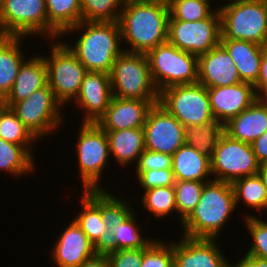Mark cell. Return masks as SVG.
<instances>
[{
	"label": "cell",
	"instance_id": "obj_47",
	"mask_svg": "<svg viewBox=\"0 0 267 267\" xmlns=\"http://www.w3.org/2000/svg\"><path fill=\"white\" fill-rule=\"evenodd\" d=\"M78 267H111L108 257L99 252L94 258L84 262Z\"/></svg>",
	"mask_w": 267,
	"mask_h": 267
},
{
	"label": "cell",
	"instance_id": "obj_6",
	"mask_svg": "<svg viewBox=\"0 0 267 267\" xmlns=\"http://www.w3.org/2000/svg\"><path fill=\"white\" fill-rule=\"evenodd\" d=\"M146 55L159 93L168 87L198 82V56L182 51L168 41Z\"/></svg>",
	"mask_w": 267,
	"mask_h": 267
},
{
	"label": "cell",
	"instance_id": "obj_46",
	"mask_svg": "<svg viewBox=\"0 0 267 267\" xmlns=\"http://www.w3.org/2000/svg\"><path fill=\"white\" fill-rule=\"evenodd\" d=\"M243 256L236 264L229 262V267H267V259L246 254Z\"/></svg>",
	"mask_w": 267,
	"mask_h": 267
},
{
	"label": "cell",
	"instance_id": "obj_43",
	"mask_svg": "<svg viewBox=\"0 0 267 267\" xmlns=\"http://www.w3.org/2000/svg\"><path fill=\"white\" fill-rule=\"evenodd\" d=\"M100 252L108 257L111 267H141L144 248Z\"/></svg>",
	"mask_w": 267,
	"mask_h": 267
},
{
	"label": "cell",
	"instance_id": "obj_52",
	"mask_svg": "<svg viewBox=\"0 0 267 267\" xmlns=\"http://www.w3.org/2000/svg\"><path fill=\"white\" fill-rule=\"evenodd\" d=\"M3 4H4V0H0V12L2 10Z\"/></svg>",
	"mask_w": 267,
	"mask_h": 267
},
{
	"label": "cell",
	"instance_id": "obj_34",
	"mask_svg": "<svg viewBox=\"0 0 267 267\" xmlns=\"http://www.w3.org/2000/svg\"><path fill=\"white\" fill-rule=\"evenodd\" d=\"M0 138L7 142L22 145L33 156L31 144L36 143L37 139L11 108H8L0 118Z\"/></svg>",
	"mask_w": 267,
	"mask_h": 267
},
{
	"label": "cell",
	"instance_id": "obj_17",
	"mask_svg": "<svg viewBox=\"0 0 267 267\" xmlns=\"http://www.w3.org/2000/svg\"><path fill=\"white\" fill-rule=\"evenodd\" d=\"M54 244L51 254L56 267H78L100 252L74 220Z\"/></svg>",
	"mask_w": 267,
	"mask_h": 267
},
{
	"label": "cell",
	"instance_id": "obj_42",
	"mask_svg": "<svg viewBox=\"0 0 267 267\" xmlns=\"http://www.w3.org/2000/svg\"><path fill=\"white\" fill-rule=\"evenodd\" d=\"M137 180L142 186L143 190L152 189L156 187L174 186L175 178L172 169H160L142 171Z\"/></svg>",
	"mask_w": 267,
	"mask_h": 267
},
{
	"label": "cell",
	"instance_id": "obj_36",
	"mask_svg": "<svg viewBox=\"0 0 267 267\" xmlns=\"http://www.w3.org/2000/svg\"><path fill=\"white\" fill-rule=\"evenodd\" d=\"M205 183L207 182L175 181V200L181 224L198 205Z\"/></svg>",
	"mask_w": 267,
	"mask_h": 267
},
{
	"label": "cell",
	"instance_id": "obj_40",
	"mask_svg": "<svg viewBox=\"0 0 267 267\" xmlns=\"http://www.w3.org/2000/svg\"><path fill=\"white\" fill-rule=\"evenodd\" d=\"M141 267H174L173 243L154 239L144 248Z\"/></svg>",
	"mask_w": 267,
	"mask_h": 267
},
{
	"label": "cell",
	"instance_id": "obj_9",
	"mask_svg": "<svg viewBox=\"0 0 267 267\" xmlns=\"http://www.w3.org/2000/svg\"><path fill=\"white\" fill-rule=\"evenodd\" d=\"M76 140L79 175L84 190H99L110 152L106 132L97 123H83Z\"/></svg>",
	"mask_w": 267,
	"mask_h": 267
},
{
	"label": "cell",
	"instance_id": "obj_5",
	"mask_svg": "<svg viewBox=\"0 0 267 267\" xmlns=\"http://www.w3.org/2000/svg\"><path fill=\"white\" fill-rule=\"evenodd\" d=\"M110 82L114 97L159 102L146 54L123 51L113 63Z\"/></svg>",
	"mask_w": 267,
	"mask_h": 267
},
{
	"label": "cell",
	"instance_id": "obj_10",
	"mask_svg": "<svg viewBox=\"0 0 267 267\" xmlns=\"http://www.w3.org/2000/svg\"><path fill=\"white\" fill-rule=\"evenodd\" d=\"M0 24L7 36H50L52 41L61 35L48 23L45 0H4Z\"/></svg>",
	"mask_w": 267,
	"mask_h": 267
},
{
	"label": "cell",
	"instance_id": "obj_35",
	"mask_svg": "<svg viewBox=\"0 0 267 267\" xmlns=\"http://www.w3.org/2000/svg\"><path fill=\"white\" fill-rule=\"evenodd\" d=\"M143 207L157 218H164L177 212L174 186L156 187L144 190Z\"/></svg>",
	"mask_w": 267,
	"mask_h": 267
},
{
	"label": "cell",
	"instance_id": "obj_48",
	"mask_svg": "<svg viewBox=\"0 0 267 267\" xmlns=\"http://www.w3.org/2000/svg\"><path fill=\"white\" fill-rule=\"evenodd\" d=\"M257 174L259 175L263 182V185L267 189V162L260 164Z\"/></svg>",
	"mask_w": 267,
	"mask_h": 267
},
{
	"label": "cell",
	"instance_id": "obj_32",
	"mask_svg": "<svg viewBox=\"0 0 267 267\" xmlns=\"http://www.w3.org/2000/svg\"><path fill=\"white\" fill-rule=\"evenodd\" d=\"M232 186L236 208L243 200L252 209L267 211V189L258 174L237 179Z\"/></svg>",
	"mask_w": 267,
	"mask_h": 267
},
{
	"label": "cell",
	"instance_id": "obj_13",
	"mask_svg": "<svg viewBox=\"0 0 267 267\" xmlns=\"http://www.w3.org/2000/svg\"><path fill=\"white\" fill-rule=\"evenodd\" d=\"M221 15L218 8L199 21L169 20L167 41L182 51L196 56L220 44Z\"/></svg>",
	"mask_w": 267,
	"mask_h": 267
},
{
	"label": "cell",
	"instance_id": "obj_41",
	"mask_svg": "<svg viewBox=\"0 0 267 267\" xmlns=\"http://www.w3.org/2000/svg\"><path fill=\"white\" fill-rule=\"evenodd\" d=\"M135 165L136 176L142 171L171 169L172 155L145 149Z\"/></svg>",
	"mask_w": 267,
	"mask_h": 267
},
{
	"label": "cell",
	"instance_id": "obj_7",
	"mask_svg": "<svg viewBox=\"0 0 267 267\" xmlns=\"http://www.w3.org/2000/svg\"><path fill=\"white\" fill-rule=\"evenodd\" d=\"M159 104L185 128L215 120L207 87L199 82L168 87L159 93Z\"/></svg>",
	"mask_w": 267,
	"mask_h": 267
},
{
	"label": "cell",
	"instance_id": "obj_2",
	"mask_svg": "<svg viewBox=\"0 0 267 267\" xmlns=\"http://www.w3.org/2000/svg\"><path fill=\"white\" fill-rule=\"evenodd\" d=\"M72 31L74 33L82 31L83 33L78 34L79 38L75 40L74 45L65 44L87 71L110 74L115 59L125 50L124 47H121L122 37L119 22L81 21L66 30L61 36L71 34Z\"/></svg>",
	"mask_w": 267,
	"mask_h": 267
},
{
	"label": "cell",
	"instance_id": "obj_33",
	"mask_svg": "<svg viewBox=\"0 0 267 267\" xmlns=\"http://www.w3.org/2000/svg\"><path fill=\"white\" fill-rule=\"evenodd\" d=\"M82 21L118 22L127 0H80Z\"/></svg>",
	"mask_w": 267,
	"mask_h": 267
},
{
	"label": "cell",
	"instance_id": "obj_22",
	"mask_svg": "<svg viewBox=\"0 0 267 267\" xmlns=\"http://www.w3.org/2000/svg\"><path fill=\"white\" fill-rule=\"evenodd\" d=\"M81 197L82 210L73 220L100 251L109 238V230L102 223V189L85 190Z\"/></svg>",
	"mask_w": 267,
	"mask_h": 267
},
{
	"label": "cell",
	"instance_id": "obj_51",
	"mask_svg": "<svg viewBox=\"0 0 267 267\" xmlns=\"http://www.w3.org/2000/svg\"><path fill=\"white\" fill-rule=\"evenodd\" d=\"M138 1H148V2H160L169 5L170 0H138Z\"/></svg>",
	"mask_w": 267,
	"mask_h": 267
},
{
	"label": "cell",
	"instance_id": "obj_23",
	"mask_svg": "<svg viewBox=\"0 0 267 267\" xmlns=\"http://www.w3.org/2000/svg\"><path fill=\"white\" fill-rule=\"evenodd\" d=\"M48 84L47 65L43 56L34 55L21 65L15 82L5 97L9 108L16 102L25 100L34 91Z\"/></svg>",
	"mask_w": 267,
	"mask_h": 267
},
{
	"label": "cell",
	"instance_id": "obj_38",
	"mask_svg": "<svg viewBox=\"0 0 267 267\" xmlns=\"http://www.w3.org/2000/svg\"><path fill=\"white\" fill-rule=\"evenodd\" d=\"M126 201L102 189V223L108 230L118 223H123L133 213V208Z\"/></svg>",
	"mask_w": 267,
	"mask_h": 267
},
{
	"label": "cell",
	"instance_id": "obj_29",
	"mask_svg": "<svg viewBox=\"0 0 267 267\" xmlns=\"http://www.w3.org/2000/svg\"><path fill=\"white\" fill-rule=\"evenodd\" d=\"M48 23L62 35L82 21L80 0H45Z\"/></svg>",
	"mask_w": 267,
	"mask_h": 267
},
{
	"label": "cell",
	"instance_id": "obj_53",
	"mask_svg": "<svg viewBox=\"0 0 267 267\" xmlns=\"http://www.w3.org/2000/svg\"><path fill=\"white\" fill-rule=\"evenodd\" d=\"M265 8H266V14H267V0H263Z\"/></svg>",
	"mask_w": 267,
	"mask_h": 267
},
{
	"label": "cell",
	"instance_id": "obj_8",
	"mask_svg": "<svg viewBox=\"0 0 267 267\" xmlns=\"http://www.w3.org/2000/svg\"><path fill=\"white\" fill-rule=\"evenodd\" d=\"M50 57H44L47 65L48 85L62 104L70 103L79 94L82 81L88 72L85 66L64 42L54 40Z\"/></svg>",
	"mask_w": 267,
	"mask_h": 267
},
{
	"label": "cell",
	"instance_id": "obj_26",
	"mask_svg": "<svg viewBox=\"0 0 267 267\" xmlns=\"http://www.w3.org/2000/svg\"><path fill=\"white\" fill-rule=\"evenodd\" d=\"M105 132L110 155H113L120 166H128L132 162H137L138 157L145 150L143 127Z\"/></svg>",
	"mask_w": 267,
	"mask_h": 267
},
{
	"label": "cell",
	"instance_id": "obj_30",
	"mask_svg": "<svg viewBox=\"0 0 267 267\" xmlns=\"http://www.w3.org/2000/svg\"><path fill=\"white\" fill-rule=\"evenodd\" d=\"M32 156L22 145L7 142L0 138V171L9 172L14 177L33 172L35 162Z\"/></svg>",
	"mask_w": 267,
	"mask_h": 267
},
{
	"label": "cell",
	"instance_id": "obj_25",
	"mask_svg": "<svg viewBox=\"0 0 267 267\" xmlns=\"http://www.w3.org/2000/svg\"><path fill=\"white\" fill-rule=\"evenodd\" d=\"M237 67L241 82L255 85L260 74V63L266 46L245 40H220Z\"/></svg>",
	"mask_w": 267,
	"mask_h": 267
},
{
	"label": "cell",
	"instance_id": "obj_16",
	"mask_svg": "<svg viewBox=\"0 0 267 267\" xmlns=\"http://www.w3.org/2000/svg\"><path fill=\"white\" fill-rule=\"evenodd\" d=\"M112 97L110 74L88 71L74 100L84 110L83 123H97L105 114Z\"/></svg>",
	"mask_w": 267,
	"mask_h": 267
},
{
	"label": "cell",
	"instance_id": "obj_44",
	"mask_svg": "<svg viewBox=\"0 0 267 267\" xmlns=\"http://www.w3.org/2000/svg\"><path fill=\"white\" fill-rule=\"evenodd\" d=\"M254 88L257 99L267 100V47L262 53L260 74L257 83L254 85Z\"/></svg>",
	"mask_w": 267,
	"mask_h": 267
},
{
	"label": "cell",
	"instance_id": "obj_31",
	"mask_svg": "<svg viewBox=\"0 0 267 267\" xmlns=\"http://www.w3.org/2000/svg\"><path fill=\"white\" fill-rule=\"evenodd\" d=\"M223 134L224 124L215 119L203 125L186 127L185 143L211 157Z\"/></svg>",
	"mask_w": 267,
	"mask_h": 267
},
{
	"label": "cell",
	"instance_id": "obj_39",
	"mask_svg": "<svg viewBox=\"0 0 267 267\" xmlns=\"http://www.w3.org/2000/svg\"><path fill=\"white\" fill-rule=\"evenodd\" d=\"M244 216L245 225L253 239L246 255L267 259V221H263L252 213Z\"/></svg>",
	"mask_w": 267,
	"mask_h": 267
},
{
	"label": "cell",
	"instance_id": "obj_11",
	"mask_svg": "<svg viewBox=\"0 0 267 267\" xmlns=\"http://www.w3.org/2000/svg\"><path fill=\"white\" fill-rule=\"evenodd\" d=\"M61 106L47 84L34 91L25 100L14 103L10 108L38 140L61 127L64 117L62 112H59Z\"/></svg>",
	"mask_w": 267,
	"mask_h": 267
},
{
	"label": "cell",
	"instance_id": "obj_4",
	"mask_svg": "<svg viewBox=\"0 0 267 267\" xmlns=\"http://www.w3.org/2000/svg\"><path fill=\"white\" fill-rule=\"evenodd\" d=\"M218 7L220 40H245L267 47V14L263 0H232Z\"/></svg>",
	"mask_w": 267,
	"mask_h": 267
},
{
	"label": "cell",
	"instance_id": "obj_12",
	"mask_svg": "<svg viewBox=\"0 0 267 267\" xmlns=\"http://www.w3.org/2000/svg\"><path fill=\"white\" fill-rule=\"evenodd\" d=\"M210 162L213 180L229 183L256 175L260 167L251 144L232 139L225 133L220 137Z\"/></svg>",
	"mask_w": 267,
	"mask_h": 267
},
{
	"label": "cell",
	"instance_id": "obj_3",
	"mask_svg": "<svg viewBox=\"0 0 267 267\" xmlns=\"http://www.w3.org/2000/svg\"><path fill=\"white\" fill-rule=\"evenodd\" d=\"M235 209L232 183L217 180L205 183L198 205L181 224L183 236L217 239Z\"/></svg>",
	"mask_w": 267,
	"mask_h": 267
},
{
	"label": "cell",
	"instance_id": "obj_21",
	"mask_svg": "<svg viewBox=\"0 0 267 267\" xmlns=\"http://www.w3.org/2000/svg\"><path fill=\"white\" fill-rule=\"evenodd\" d=\"M267 131V100L257 99L250 107L224 124L230 138L251 144Z\"/></svg>",
	"mask_w": 267,
	"mask_h": 267
},
{
	"label": "cell",
	"instance_id": "obj_20",
	"mask_svg": "<svg viewBox=\"0 0 267 267\" xmlns=\"http://www.w3.org/2000/svg\"><path fill=\"white\" fill-rule=\"evenodd\" d=\"M198 82L207 88L241 82L233 59L221 44L198 56Z\"/></svg>",
	"mask_w": 267,
	"mask_h": 267
},
{
	"label": "cell",
	"instance_id": "obj_37",
	"mask_svg": "<svg viewBox=\"0 0 267 267\" xmlns=\"http://www.w3.org/2000/svg\"><path fill=\"white\" fill-rule=\"evenodd\" d=\"M209 0H170L169 20L199 21L208 18L214 11Z\"/></svg>",
	"mask_w": 267,
	"mask_h": 267
},
{
	"label": "cell",
	"instance_id": "obj_50",
	"mask_svg": "<svg viewBox=\"0 0 267 267\" xmlns=\"http://www.w3.org/2000/svg\"><path fill=\"white\" fill-rule=\"evenodd\" d=\"M8 36L6 35V33L3 31V29H2V26H1V24H0V43L4 40V39H6Z\"/></svg>",
	"mask_w": 267,
	"mask_h": 267
},
{
	"label": "cell",
	"instance_id": "obj_1",
	"mask_svg": "<svg viewBox=\"0 0 267 267\" xmlns=\"http://www.w3.org/2000/svg\"><path fill=\"white\" fill-rule=\"evenodd\" d=\"M169 5L160 2L127 0L121 10L119 25L122 41L131 49L124 51L147 54L167 41Z\"/></svg>",
	"mask_w": 267,
	"mask_h": 267
},
{
	"label": "cell",
	"instance_id": "obj_19",
	"mask_svg": "<svg viewBox=\"0 0 267 267\" xmlns=\"http://www.w3.org/2000/svg\"><path fill=\"white\" fill-rule=\"evenodd\" d=\"M159 102L112 97L105 114L97 124L104 131L143 127L153 105Z\"/></svg>",
	"mask_w": 267,
	"mask_h": 267
},
{
	"label": "cell",
	"instance_id": "obj_27",
	"mask_svg": "<svg viewBox=\"0 0 267 267\" xmlns=\"http://www.w3.org/2000/svg\"><path fill=\"white\" fill-rule=\"evenodd\" d=\"M25 37L8 36L0 43V96L10 92L18 71L26 60L21 51V39Z\"/></svg>",
	"mask_w": 267,
	"mask_h": 267
},
{
	"label": "cell",
	"instance_id": "obj_18",
	"mask_svg": "<svg viewBox=\"0 0 267 267\" xmlns=\"http://www.w3.org/2000/svg\"><path fill=\"white\" fill-rule=\"evenodd\" d=\"M207 90L214 118L223 124L257 100L254 85L247 82H239L231 86L211 87Z\"/></svg>",
	"mask_w": 267,
	"mask_h": 267
},
{
	"label": "cell",
	"instance_id": "obj_14",
	"mask_svg": "<svg viewBox=\"0 0 267 267\" xmlns=\"http://www.w3.org/2000/svg\"><path fill=\"white\" fill-rule=\"evenodd\" d=\"M145 149L173 155L185 144V127L162 105H153L143 126Z\"/></svg>",
	"mask_w": 267,
	"mask_h": 267
},
{
	"label": "cell",
	"instance_id": "obj_15",
	"mask_svg": "<svg viewBox=\"0 0 267 267\" xmlns=\"http://www.w3.org/2000/svg\"><path fill=\"white\" fill-rule=\"evenodd\" d=\"M216 240L182 236L173 243L174 267H229Z\"/></svg>",
	"mask_w": 267,
	"mask_h": 267
},
{
	"label": "cell",
	"instance_id": "obj_24",
	"mask_svg": "<svg viewBox=\"0 0 267 267\" xmlns=\"http://www.w3.org/2000/svg\"><path fill=\"white\" fill-rule=\"evenodd\" d=\"M171 169L175 181L213 180L210 178L212 177L210 157L186 143L172 155Z\"/></svg>",
	"mask_w": 267,
	"mask_h": 267
},
{
	"label": "cell",
	"instance_id": "obj_45",
	"mask_svg": "<svg viewBox=\"0 0 267 267\" xmlns=\"http://www.w3.org/2000/svg\"><path fill=\"white\" fill-rule=\"evenodd\" d=\"M257 161L262 164L267 162V131L251 143Z\"/></svg>",
	"mask_w": 267,
	"mask_h": 267
},
{
	"label": "cell",
	"instance_id": "obj_49",
	"mask_svg": "<svg viewBox=\"0 0 267 267\" xmlns=\"http://www.w3.org/2000/svg\"><path fill=\"white\" fill-rule=\"evenodd\" d=\"M8 108L9 105L7 104V100L5 99V97L0 96V118Z\"/></svg>",
	"mask_w": 267,
	"mask_h": 267
},
{
	"label": "cell",
	"instance_id": "obj_28",
	"mask_svg": "<svg viewBox=\"0 0 267 267\" xmlns=\"http://www.w3.org/2000/svg\"><path fill=\"white\" fill-rule=\"evenodd\" d=\"M139 231L133 212L123 223L109 229L107 244L100 251L146 248L154 239L143 237Z\"/></svg>",
	"mask_w": 267,
	"mask_h": 267
}]
</instances>
